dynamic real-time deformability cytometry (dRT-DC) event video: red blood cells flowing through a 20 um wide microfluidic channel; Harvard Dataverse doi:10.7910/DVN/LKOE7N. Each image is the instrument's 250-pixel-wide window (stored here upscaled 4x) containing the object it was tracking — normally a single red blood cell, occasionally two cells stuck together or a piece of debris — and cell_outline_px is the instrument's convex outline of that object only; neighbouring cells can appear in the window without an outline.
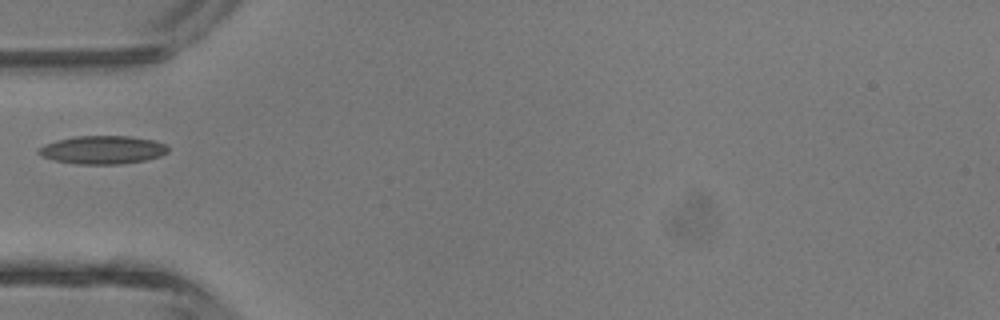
{"species": "common noctule bat (a hibernating species)", "species_latin": "Nyctalus noctula", "temperature_condition": "room temperature", "stored_images_in_passage": 12, "camera_frame_rate_fps": 3000, "um_per_image_px": 0.085, "animal": {"sex": "male", "body_mass_g": 13.3}, "frame": {"image": 1, "passage_image": 1, "time_ms": 0.0, "image_size_px": [1000, 320], "cell_outline_px": [[168, 152], [160, 156], [144, 160], [124, 164], [76, 164], [52, 160], [40, 156], [36, 152], [44, 144], [56, 140], [76, 136], [128, 136], [152, 140], [168, 144]], "centroid_in_image_um": [8.7, 12.74], "position_along_channel_um": 76.3, "area_um2": 21.44}}
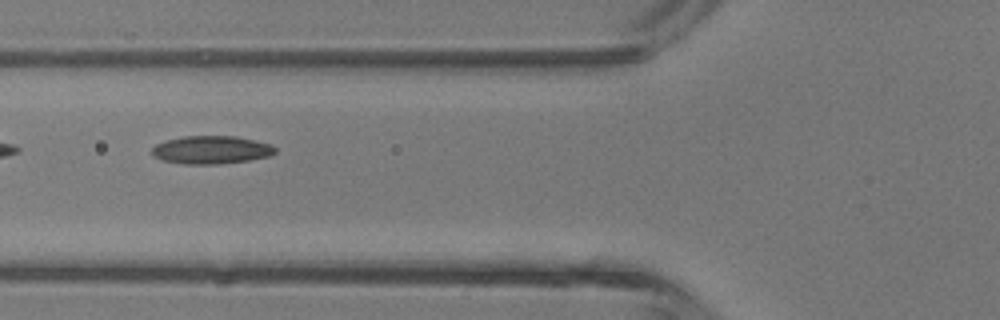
{"frame": {"image": 2, "passage_image": 3, "time_ms": 0.667, "image_size_px": [1000, 320], "cell_outline_px": [[276, 152], [268, 156], [248, 160], [216, 164], [184, 164], [160, 160], [152, 156], [152, 148], [156, 144], [168, 140], [184, 136], [236, 136], [256, 140], [272, 144], [276, 148]], "centroid_in_image_um": [17.95, 12.73], "position_along_channel_um": 107.8, "area_um2": 20.17}}
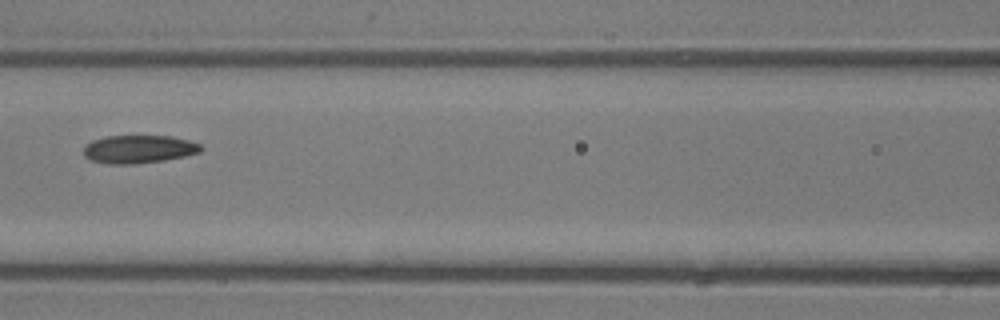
{"frame": {"image": 3, "passage_image": 6, "time_ms": 1.667, "image_size_px": [1000, 320], "cell_outline_px": [[204, 148], [200, 152], [184, 156], [164, 160], [136, 164], [108, 164], [92, 160], [84, 156], [84, 144], [92, 140], [108, 136], [172, 136], [188, 140], [200, 144]], "centroid_in_image_um": [11.79, 12.68], "position_along_channel_um": 154.8, "area_um2": 19.25}}